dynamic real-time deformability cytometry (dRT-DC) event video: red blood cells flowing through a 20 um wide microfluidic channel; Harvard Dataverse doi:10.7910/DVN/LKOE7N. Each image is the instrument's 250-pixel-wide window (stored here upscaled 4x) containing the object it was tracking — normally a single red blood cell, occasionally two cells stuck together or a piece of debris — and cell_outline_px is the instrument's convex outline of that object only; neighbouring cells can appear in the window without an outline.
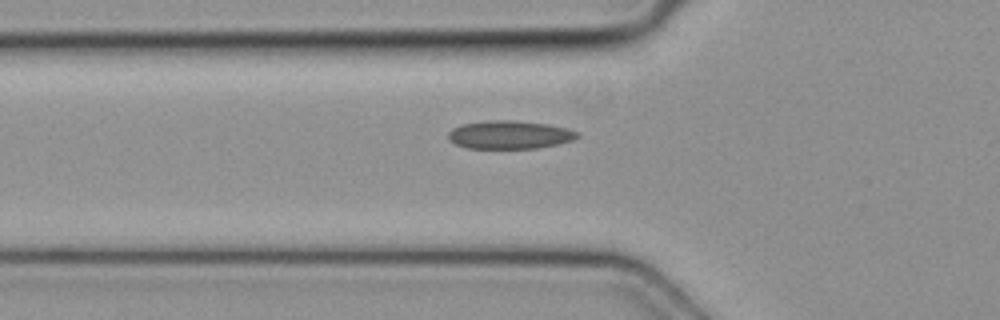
{"species": "common noctule bat (a hibernating species)", "species_latin": "Nyctalus noctula", "temperature_condition": "cold", "stored_images_in_passage": 5, "camera_frame_rate_fps": 3000, "um_per_image_px": 0.085, "animal": {"sex": "female", "body_mass_g": 19.3, "forearm_length_mm": 54.1}, "frame": {"image": 1, "passage_image": 5, "time_ms": 1.333, "image_size_px": [1000, 320], "cell_outline_px": [[580, 136], [572, 140], [556, 144], [536, 148], [468, 148], [456, 144], [448, 140], [448, 132], [452, 128], [464, 124], [488, 120], [512, 120], [548, 124], [568, 128], [580, 132]], "centroid_in_image_um": [43.33, 11.45], "position_along_channel_um": 82.5, "area_um2": 21.21}}